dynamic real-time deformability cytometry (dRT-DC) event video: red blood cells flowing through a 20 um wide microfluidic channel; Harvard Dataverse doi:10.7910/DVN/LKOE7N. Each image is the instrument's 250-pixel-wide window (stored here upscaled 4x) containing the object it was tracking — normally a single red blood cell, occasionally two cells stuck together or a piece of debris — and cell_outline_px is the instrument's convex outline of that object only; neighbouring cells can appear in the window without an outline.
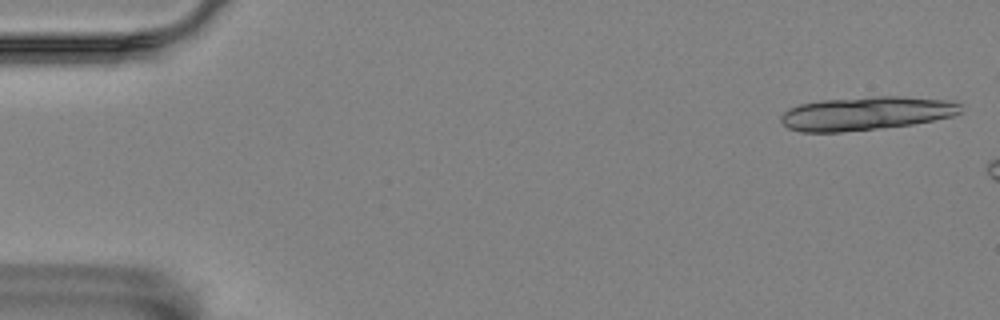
{"species": "Egyptian fruit bat (a non-hibernating species)", "species_latin": "Rousettus aegyptiacus", "temperature_condition": "room temperature", "stored_images_in_passage": 11, "camera_frame_rate_fps": 3000, "um_per_image_px": 0.085, "animal": {"sex": "female"}, "frame": {"image": 1, "passage_image": 2, "time_ms": 0.333, "image_size_px": [1000, 320], "cell_outline_px": [[960, 112], [952, 116], [912, 124], [840, 132], [800, 132], [788, 128], [780, 120], [780, 116], [788, 108], [800, 104], [820, 100], [872, 96], [900, 96], [944, 100], [960, 104]], "centroid_in_image_um": [73.54, 9.63], "position_along_channel_um": 11.5, "area_um2": 34.85}}